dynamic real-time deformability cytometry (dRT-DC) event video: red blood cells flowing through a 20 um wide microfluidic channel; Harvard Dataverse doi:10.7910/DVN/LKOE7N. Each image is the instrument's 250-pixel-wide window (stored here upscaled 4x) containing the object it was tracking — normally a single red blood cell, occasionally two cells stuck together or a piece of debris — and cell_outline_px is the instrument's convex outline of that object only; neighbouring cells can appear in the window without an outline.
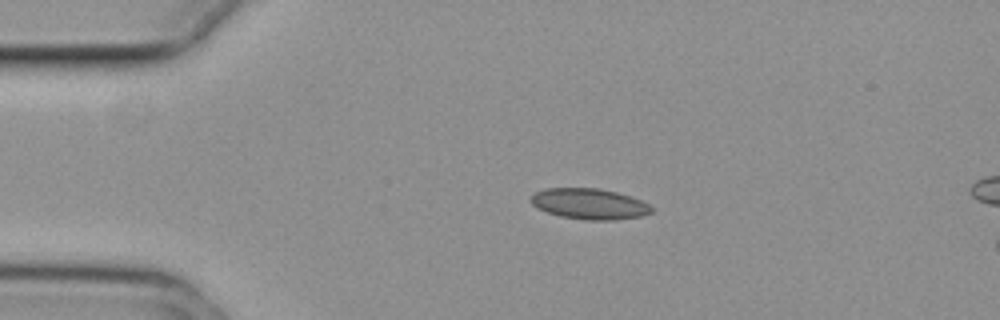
{"species": "common noctule bat (a hibernating species)", "species_latin": "Nyctalus noctula", "temperature_condition": "cold", "stored_images_in_passage": 7, "camera_frame_rate_fps": 3000, "um_per_image_px": 0.085, "animal": {"sex": "female", "body_mass_g": 29.2, "forearm_length_mm": 56.3}, "frame": {"image": 1, "passage_image": 1, "time_ms": 0.0, "image_size_px": [1000, 320], "cell_outline_px": [[652, 212], [640, 216], [616, 220], [584, 220], [560, 216], [536, 208], [528, 200], [536, 192], [544, 188], [600, 188], [616, 192], [640, 200], [648, 204], [652, 208]], "centroid_in_image_um": [50.06, 17.33], "position_along_channel_um": 34.9, "area_um2": 21.62}}